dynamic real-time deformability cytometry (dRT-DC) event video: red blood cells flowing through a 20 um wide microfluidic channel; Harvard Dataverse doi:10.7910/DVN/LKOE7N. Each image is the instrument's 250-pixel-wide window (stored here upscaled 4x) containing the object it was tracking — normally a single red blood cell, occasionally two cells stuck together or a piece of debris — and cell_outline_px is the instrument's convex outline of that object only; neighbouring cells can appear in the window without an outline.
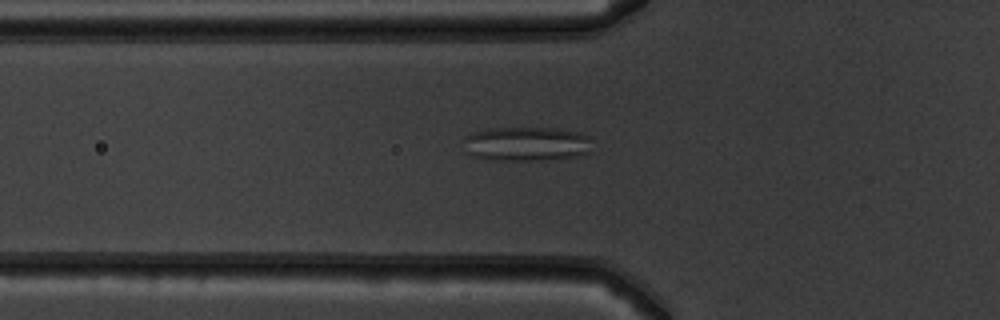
{"species": "common noctule bat (a hibernating species)", "species_latin": "Nyctalus noctula", "temperature_condition": "warm", "stored_images_in_passage": 51, "camera_frame_rate_fps": 3000, "um_per_image_px": 0.085, "animal": {"sex": "male", "body_mass_g": 19.5, "forearm_length_mm": 54.6}, "frame": {"image": 1, "passage_image": 18, "time_ms": 5.667, "image_size_px": [1000, 320], "cell_outline_px": [[588, 152], [580, 156], [540, 160], [488, 160], [476, 156], [472, 152], [464, 140], [464, 136], [472, 132], [492, 128], [556, 128], [580, 132], [588, 136]], "centroid_in_image_um": [44.77, 12.22], "position_along_channel_um": 81.0, "area_um2": 25.26}}
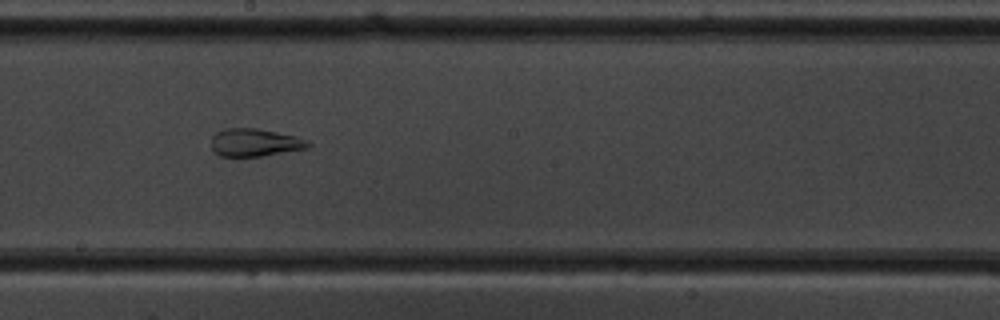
{"frame": {"image": 2, "passage_image": 29, "time_ms": 9.333, "image_size_px": [1000, 320], "cell_outline_px": [[312, 144], [308, 148], [260, 156], [220, 156], [212, 152], [212, 136], [216, 132], [224, 128], [256, 128], [296, 136], [308, 140]], "centroid_in_image_um": [21.65, 12.11], "position_along_channel_um": 226.6, "area_um2": 15.72}}
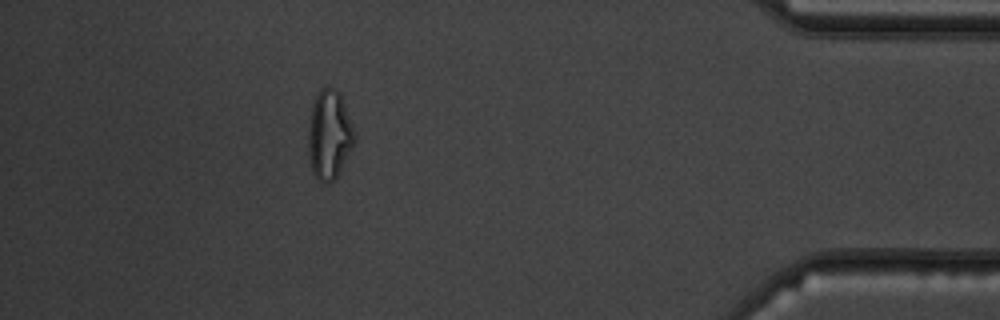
{"frame": {"image": 3, "passage_image": 46, "time_ms": 15.0, "image_size_px": [1000, 320], "cell_outline_px": [[356, 140], [340, 172], [328, 184], [324, 184], [312, 172], [308, 156], [308, 120], [312, 104], [316, 92], [320, 88], [332, 88], [340, 92], [352, 124], [356, 136]], "centroid_in_image_um": [27.97, 11.45], "position_along_channel_um": 407.2, "area_um2": 24.33}, "authors_computed_cell_mechanics": {"area_um2": 23.6402, "velocity_mm_per_s": 3.9653, "shape_relaxation_time_tau1_ms": null, "shape_relaxation_time_tau2_ms": 1.6237, "deformation_change_tau1": null, "deformation_change_tau2": 0.1038}}